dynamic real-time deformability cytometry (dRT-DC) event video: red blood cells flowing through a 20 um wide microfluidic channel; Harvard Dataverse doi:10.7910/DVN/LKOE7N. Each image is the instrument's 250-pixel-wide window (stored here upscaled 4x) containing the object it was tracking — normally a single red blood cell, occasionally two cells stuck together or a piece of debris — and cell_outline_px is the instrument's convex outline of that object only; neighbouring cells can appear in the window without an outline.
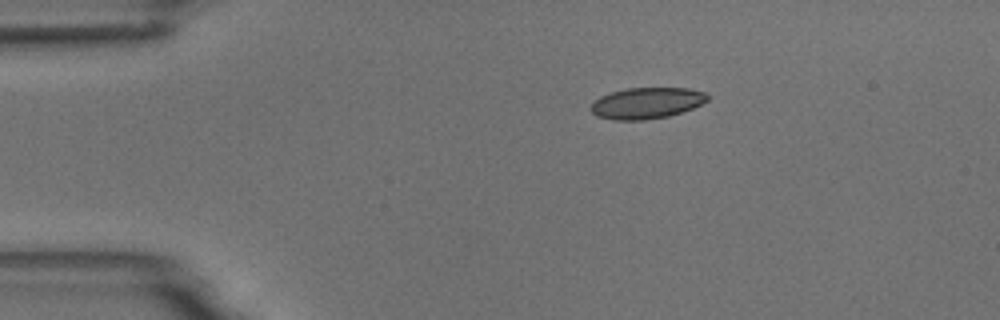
{"species": "common noctule bat (a hibernating species)", "species_latin": "Nyctalus noctula", "temperature_condition": "room temperature", "stored_images_in_passage": 5, "camera_frame_rate_fps": 3000, "um_per_image_px": 0.085, "animal": {"sex": "male", "body_mass_g": 18.8}, "frame": {"image": 1, "passage_image": 1, "time_ms": 0.0, "image_size_px": [1000, 320], "cell_outline_px": [[708, 100], [692, 108], [668, 116], [644, 120], [612, 120], [596, 116], [588, 108], [600, 96], [624, 88], [688, 88], [704, 92], [708, 96]], "centroid_in_image_um": [54.92, 8.76], "position_along_channel_um": 30.1, "area_um2": 21.15}}
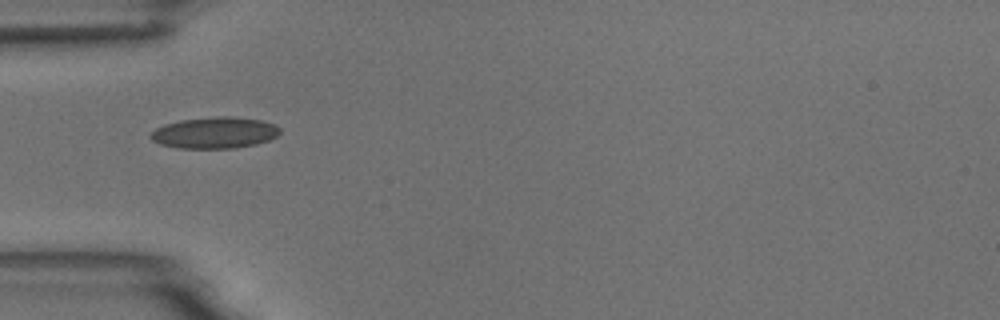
{"frame": {"image": 2, "passage_image": 3, "time_ms": 2.333, "image_size_px": [1000, 320], "cell_outline_px": [[280, 132], [276, 136], [268, 140], [256, 144], [236, 148], [180, 148], [160, 144], [152, 140], [148, 136], [156, 128], [164, 124], [180, 120], [216, 116], [228, 116], [260, 120], [276, 124], [280, 128]], "centroid_in_image_um": [18.24, 11.28], "position_along_channel_um": 66.8, "area_um2": 23.64}}